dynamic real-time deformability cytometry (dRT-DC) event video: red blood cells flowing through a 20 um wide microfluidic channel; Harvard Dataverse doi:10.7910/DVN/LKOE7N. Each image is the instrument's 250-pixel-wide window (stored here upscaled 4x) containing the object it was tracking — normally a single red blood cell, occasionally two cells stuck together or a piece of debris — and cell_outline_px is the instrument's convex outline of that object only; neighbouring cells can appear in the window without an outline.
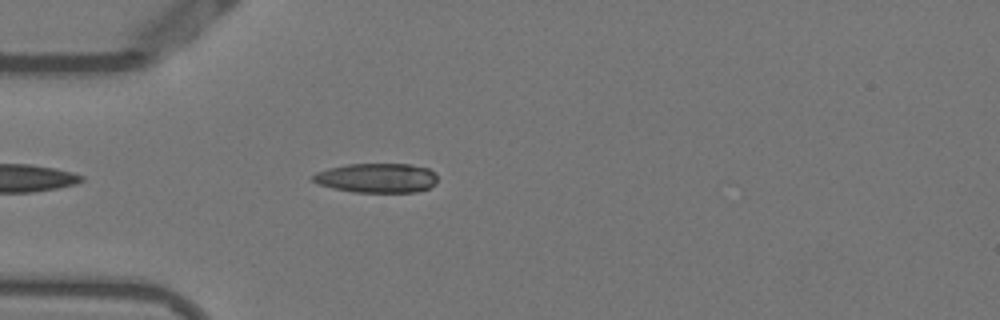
{"species": "Egyptian fruit bat (a non-hibernating species)", "species_latin": "Rousettus aegyptiacus", "temperature_condition": "warm", "stored_images_in_passage": 8, "camera_frame_rate_fps": 3000, "um_per_image_px": 0.085, "animal": {"sex": "female"}, "frame": {"image": 1, "passage_image": 4, "time_ms": 1.0, "image_size_px": [1000, 320], "cell_outline_px": [[436, 184], [428, 188], [416, 192], [352, 192], [332, 188], [320, 184], [312, 180], [312, 176], [316, 172], [328, 168], [348, 164], [408, 164], [428, 168], [436, 176]], "centroid_in_image_um": [32.01, 15.13], "position_along_channel_um": 53.0, "area_um2": 21.33}}